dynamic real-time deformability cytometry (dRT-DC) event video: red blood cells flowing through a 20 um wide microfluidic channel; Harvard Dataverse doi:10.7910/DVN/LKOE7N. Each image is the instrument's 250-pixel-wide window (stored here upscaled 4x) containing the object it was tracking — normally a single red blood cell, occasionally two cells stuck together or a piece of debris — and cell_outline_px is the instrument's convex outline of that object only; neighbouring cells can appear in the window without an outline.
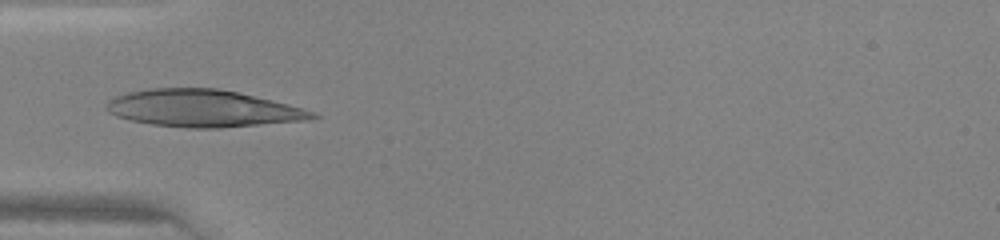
{"species": "human", "species_latin": "Homo sapiens", "temperature_condition": "warm", "stored_images_in_passage": 20, "camera_frame_rate_fps": 3000, "um_per_image_px": 0.085, "donor": {"sex": "female"}, "frame": {"image": 1, "passage_image": 1, "time_ms": 0.0, "image_size_px": [1000, 240], "cell_outline_px": [[320, 116], [308, 120], [220, 128], [188, 128], [152, 124], [132, 120], [116, 116], [108, 112], [104, 108], [116, 96], [128, 92], [152, 88], [216, 88], [236, 92], [272, 100], [288, 104], [316, 112]], "centroid_in_image_um": [17.27, 9.22], "position_along_channel_um": 67.7, "area_um2": 44.27}}